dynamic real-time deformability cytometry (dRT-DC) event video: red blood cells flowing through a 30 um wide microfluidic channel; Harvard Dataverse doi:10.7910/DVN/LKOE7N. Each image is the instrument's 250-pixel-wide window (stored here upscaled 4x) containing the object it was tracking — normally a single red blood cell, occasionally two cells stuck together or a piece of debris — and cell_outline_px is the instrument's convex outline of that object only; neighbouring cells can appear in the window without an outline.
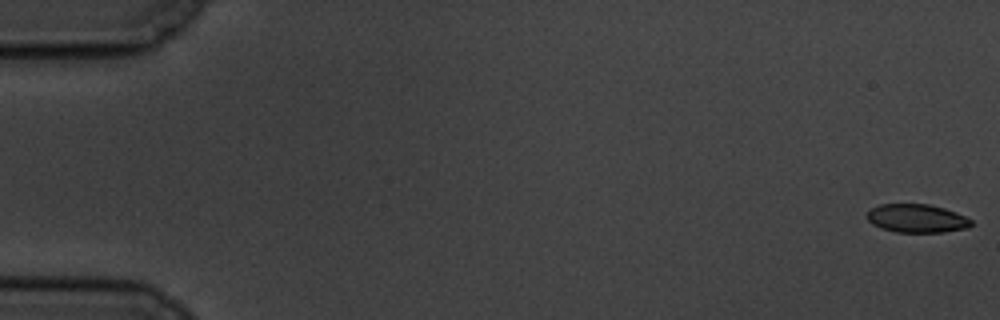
{"species": "common noctule bat (a hibernating species)", "species_latin": "Nyctalus noctula", "temperature_condition": "cold", "stored_images_in_passage": 58, "camera_frame_rate_fps": 3000, "um_per_image_px": 0.085, "animal": {"sex": "male", "body_mass_g": 19.5, "forearm_length_mm": 54.6}, "frame": {"image": 1, "passage_image": 1, "time_ms": 0.0, "image_size_px": [1000, 320], "cell_outline_px": [[972, 224], [968, 228], [944, 232], [896, 232], [880, 228], [872, 224], [868, 220], [868, 212], [872, 208], [880, 204], [928, 204], [944, 208], [956, 212], [972, 220]], "centroid_in_image_um": [77.94, 18.57], "position_along_channel_um": 7.1, "area_um2": 17.22}}
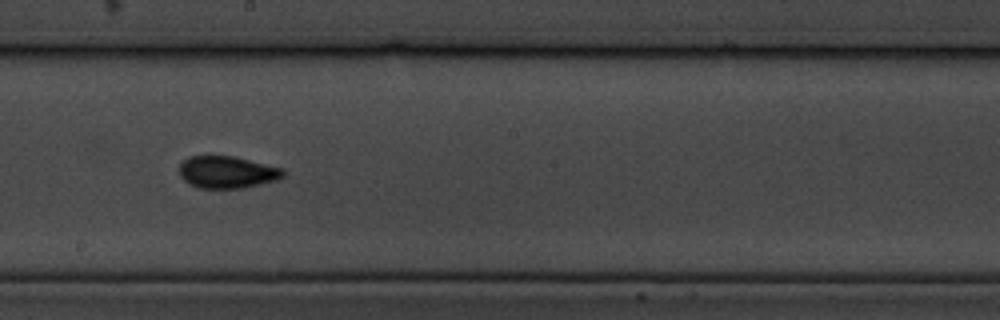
{"frame": {"image": 2, "passage_image": 33, "time_ms": 10.667, "image_size_px": [1000, 320], "cell_outline_px": [[284, 176], [280, 180], [244, 188], [196, 188], [184, 180], [180, 176], [180, 164], [188, 156], [232, 156], [284, 168]], "centroid_in_image_um": [19.33, 14.64], "position_along_channel_um": 228.9, "area_um2": 19.59}}
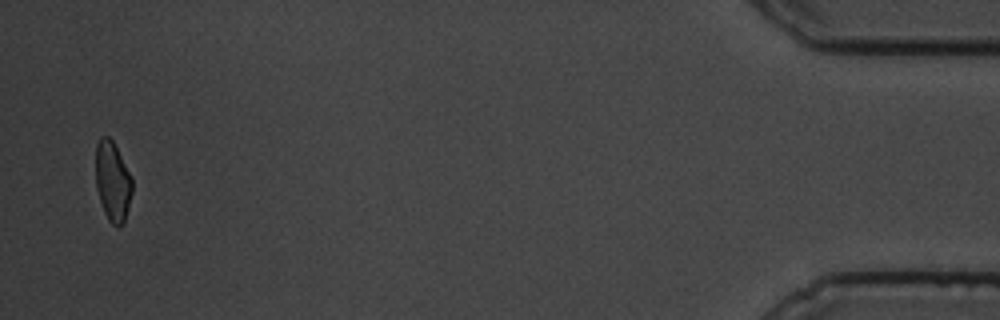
{"frame": {"image": 3, "passage_image": 57, "time_ms": 18.667, "image_size_px": [1000, 320], "cell_outline_px": [[132, 192], [124, 224], [120, 228], [116, 228], [108, 220], [104, 212], [96, 188], [96, 144], [100, 136], [108, 136], [112, 140], [132, 176]], "centroid_in_image_um": [9.58, 15.45], "position_along_channel_um": 425.6, "area_um2": 17.17}, "authors_computed_cell_mechanics": {"area_um2": 18.7272, "velocity_mm_per_s": 3.4853, "shape_relaxation_time_tau1_ms": 5.7437, "shape_relaxation_time_tau2_ms": 1.8281, "deformation_change_tau1": 0.1314, "deformation_change_tau2": 0.0542}}